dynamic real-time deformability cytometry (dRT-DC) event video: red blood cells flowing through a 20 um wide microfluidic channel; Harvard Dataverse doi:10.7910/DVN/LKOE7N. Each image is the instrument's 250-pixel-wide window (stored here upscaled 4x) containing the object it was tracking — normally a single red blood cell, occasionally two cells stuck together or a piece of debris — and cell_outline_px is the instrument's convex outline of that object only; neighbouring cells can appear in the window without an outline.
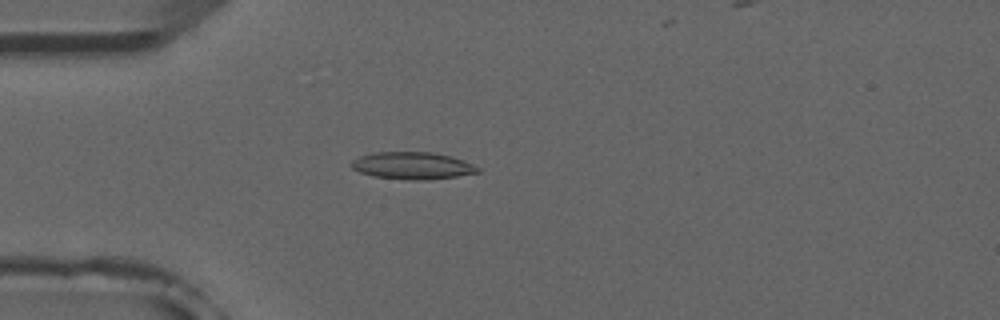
{"species": "common noctule bat (a hibernating species)", "species_latin": "Nyctalus noctula", "temperature_condition": "room temperature", "stored_images_in_passage": 5, "camera_frame_rate_fps": 3000, "um_per_image_px": 0.085, "animal": {"sex": "male", "forearm_length_mm": 52.5}, "frame": {"image": 1, "passage_image": 4, "time_ms": 3.667, "image_size_px": [1000, 320], "cell_outline_px": [[480, 172], [456, 176], [428, 180], [408, 180], [372, 176], [360, 172], [352, 168], [352, 160], [360, 156], [372, 152], [432, 152], [452, 156], [472, 164], [480, 168]], "centroid_in_image_um": [35.05, 14.08], "position_along_channel_um": 49.9, "area_um2": 20.06}}